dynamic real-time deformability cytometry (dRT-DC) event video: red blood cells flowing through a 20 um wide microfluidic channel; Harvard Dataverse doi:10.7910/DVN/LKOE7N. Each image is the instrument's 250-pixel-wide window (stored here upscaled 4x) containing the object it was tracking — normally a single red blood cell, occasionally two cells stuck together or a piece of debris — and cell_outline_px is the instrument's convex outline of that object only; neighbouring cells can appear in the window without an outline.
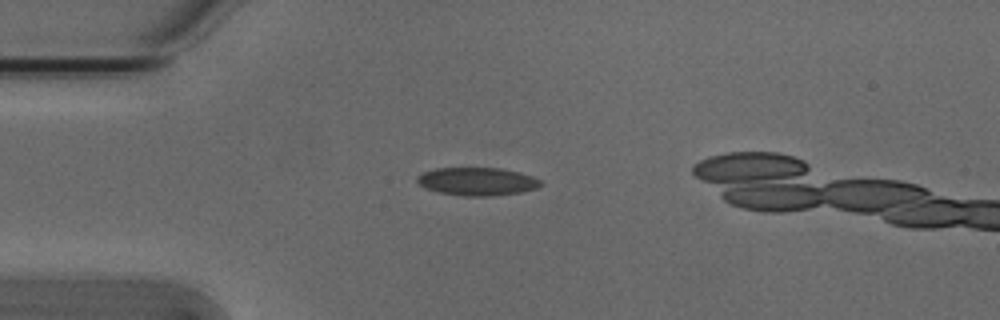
{"species": "Egyptian fruit bat (a non-hibernating species)", "species_latin": "Rousettus aegyptiacus", "temperature_condition": "cold", "stored_images_in_passage": 46, "camera_frame_rate_fps": 3000, "um_per_image_px": 0.085, "animal": {"sex": "male"}, "frame": {"image": 1, "passage_image": 13, "time_ms": 4.0, "image_size_px": [1000, 320], "cell_outline_px": [[544, 184], [536, 188], [520, 192], [492, 196], [460, 196], [440, 192], [424, 188], [416, 180], [416, 176], [424, 172], [436, 168], [500, 168], [520, 172], [532, 176], [540, 180]], "centroid_in_image_um": [40.56, 15.42], "position_along_channel_um": 44.4, "area_um2": 20.23}}
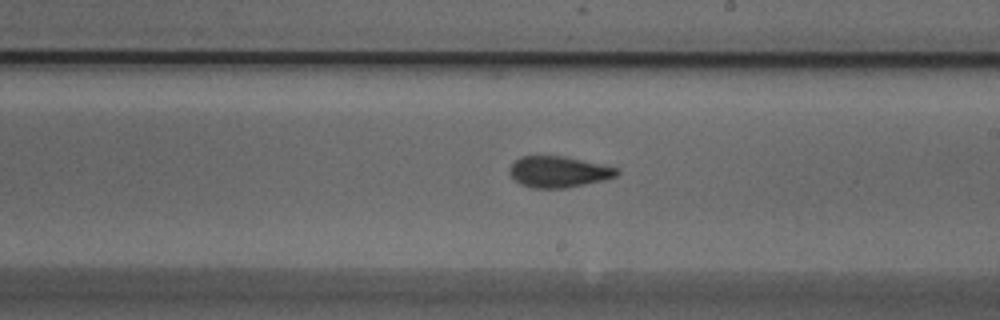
{"frame": {"image": 2, "passage_image": 30, "time_ms": 9.667, "image_size_px": [1000, 320], "cell_outline_px": [[620, 172], [616, 176], [604, 180], [564, 188], [532, 188], [520, 184], [508, 172], [512, 164], [520, 156], [564, 156], [604, 164], [620, 168]], "centroid_in_image_um": [47.51, 14.6], "position_along_channel_um": 241.5, "area_um2": 19.54}}
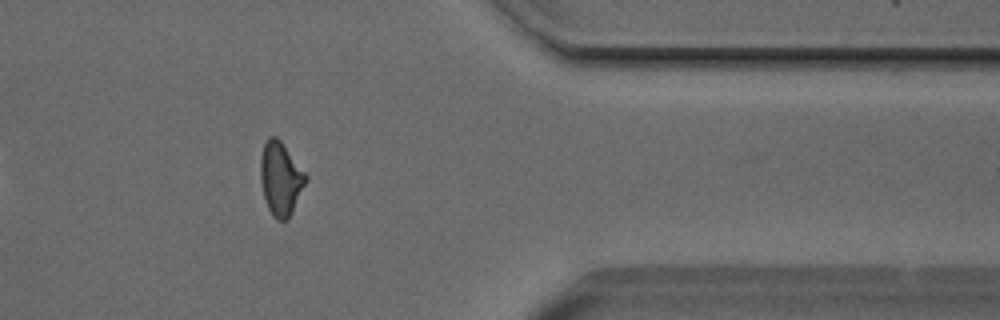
{"frame": {"image": 3, "passage_image": 43, "time_ms": 14.0, "image_size_px": [1000, 320], "cell_outline_px": [[308, 180], [288, 220], [276, 220], [272, 216], [268, 208], [264, 196], [260, 180], [260, 156], [264, 144], [268, 136], [276, 136], [280, 140], [308, 176]], "centroid_in_image_um": [23.85, 15.19], "position_along_channel_um": 387.5, "area_um2": 19.48}}